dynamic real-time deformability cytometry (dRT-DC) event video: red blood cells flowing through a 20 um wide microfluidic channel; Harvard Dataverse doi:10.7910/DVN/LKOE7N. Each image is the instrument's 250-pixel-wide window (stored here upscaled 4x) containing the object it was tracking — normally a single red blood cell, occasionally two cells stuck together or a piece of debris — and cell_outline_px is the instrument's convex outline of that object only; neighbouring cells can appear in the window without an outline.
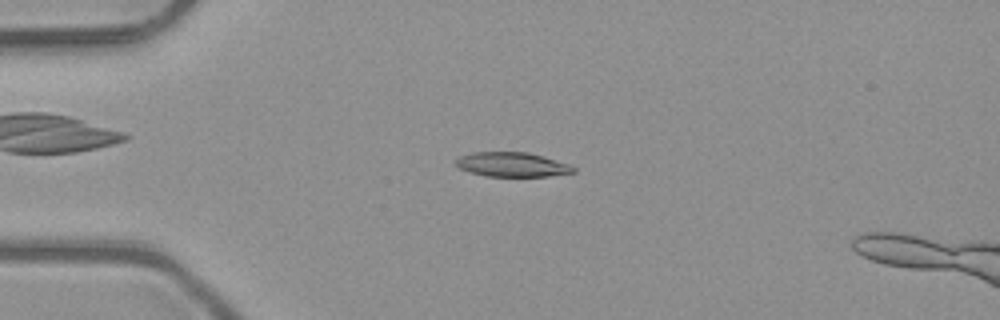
{"species": "common noctule bat (a hibernating species)", "species_latin": "Nyctalus noctula", "temperature_condition": "room temperature", "stored_images_in_passage": 4, "camera_frame_rate_fps": 3000, "um_per_image_px": 0.085, "animal": {"sex": "male", "body_mass_g": 23.1, "forearm_length_mm": 52.7}, "frame": {"image": 1, "passage_image": 2, "time_ms": 0.333, "image_size_px": [1000, 320], "cell_outline_px": [[576, 172], [548, 176], [484, 176], [460, 168], [456, 164], [456, 160], [460, 156], [472, 152], [528, 152], [544, 156], [568, 164], [576, 168]], "centroid_in_image_um": [43.55, 13.98], "position_along_channel_um": 41.4, "area_um2": 16.65}}